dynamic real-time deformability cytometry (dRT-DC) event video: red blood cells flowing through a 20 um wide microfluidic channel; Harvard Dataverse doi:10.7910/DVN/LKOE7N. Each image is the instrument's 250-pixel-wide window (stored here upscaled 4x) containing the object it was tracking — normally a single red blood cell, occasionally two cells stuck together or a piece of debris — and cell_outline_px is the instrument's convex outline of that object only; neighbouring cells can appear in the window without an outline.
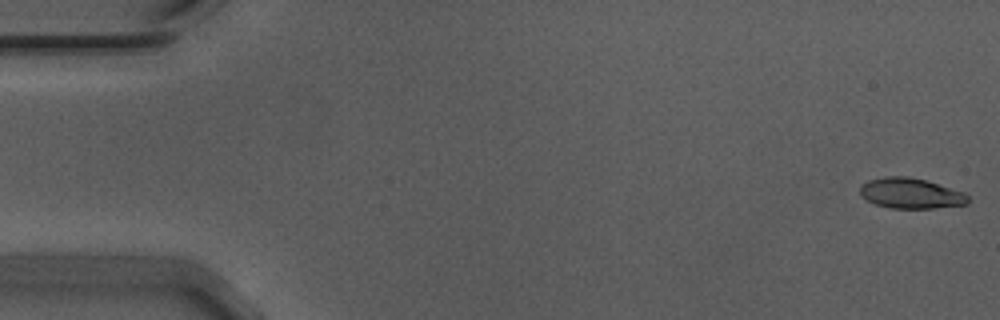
{"species": "Egyptian fruit bat (a non-hibernating species)", "species_latin": "Rousettus aegyptiacus", "temperature_condition": "warm", "stored_images_in_passage": 45, "camera_frame_rate_fps": 3000, "um_per_image_px": 0.085, "animal": {"sex": "male"}, "frame": {"image": 1, "passage_image": 1, "time_ms": 0.0, "image_size_px": [1000, 320], "cell_outline_px": [[968, 204], [932, 208], [888, 208], [864, 200], [860, 196], [860, 184], [868, 180], [884, 176], [908, 176], [924, 180], [964, 192], [968, 196]], "centroid_in_image_um": [77.35, 16.43], "position_along_channel_um": 7.7, "area_um2": 19.25}}
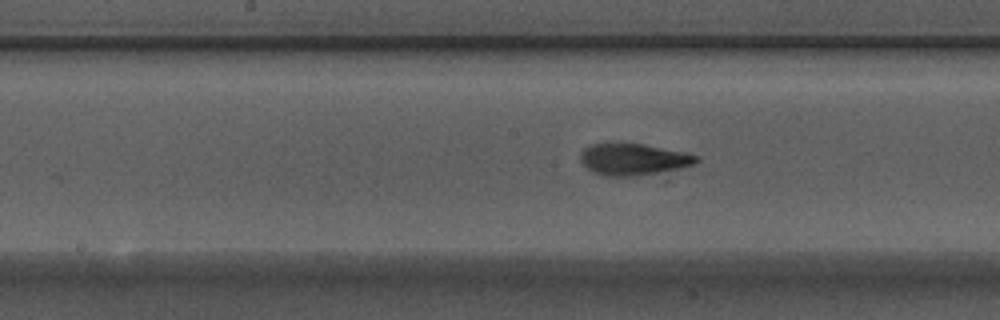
{"frame": {"image": 2, "passage_image": 28, "time_ms": 9.0, "image_size_px": [1000, 320], "cell_outline_px": [[700, 160], [696, 164], [680, 168], [636, 176], [608, 176], [592, 172], [580, 160], [580, 152], [584, 148], [592, 144], [644, 144], [700, 156]], "centroid_in_image_um": [53.84, 13.55], "position_along_channel_um": 194.4, "area_um2": 21.1}}
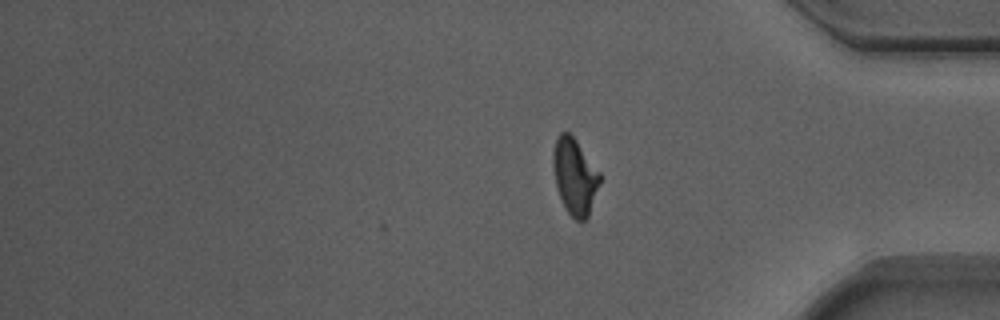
{"frame": {"image": 3, "passage_image": 45, "time_ms": 14.667, "image_size_px": [1000, 320], "cell_outline_px": [[600, 184], [588, 216], [584, 220], [576, 220], [568, 212], [560, 196], [556, 184], [552, 164], [552, 156], [556, 136], [560, 132], [568, 132], [576, 140], [600, 172]], "centroid_in_image_um": [48.85, 14.96], "position_along_channel_um": 386.4, "area_um2": 20.52}, "authors_computed_cell_mechanics": {"area_um2": 20.3456, "velocity_mm_per_s": 3.7029, "shape_relaxation_time_tau1_ms": 3.7834, "shape_relaxation_time_tau2_ms": 1.5753, "deformation_change_tau1": 0.1907, "deformation_change_tau2": 0.0907}}